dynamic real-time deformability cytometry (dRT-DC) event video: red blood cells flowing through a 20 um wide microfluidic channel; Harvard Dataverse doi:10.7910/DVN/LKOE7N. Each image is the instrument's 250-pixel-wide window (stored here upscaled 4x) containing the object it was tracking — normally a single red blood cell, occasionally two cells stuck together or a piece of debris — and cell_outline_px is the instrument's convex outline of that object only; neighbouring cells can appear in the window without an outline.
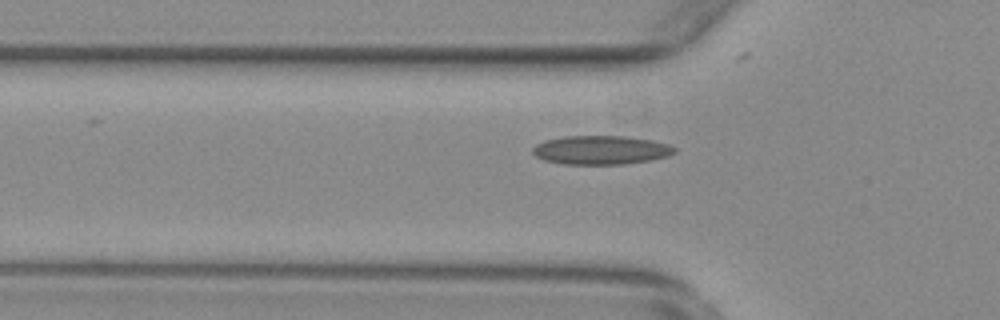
{"species": "common noctule bat (a hibernating species)", "species_latin": "Nyctalus noctula", "temperature_condition": "warm", "stored_images_in_passage": 54, "camera_frame_rate_fps": 3000, "um_per_image_px": 0.085, "animal": {"sex": "female", "body_mass_g": 29.2, "forearm_length_mm": 56.3}, "frame": {"image": 1, "passage_image": 18, "time_ms": 5.667, "image_size_px": [1000, 320], "cell_outline_px": [[676, 152], [668, 156], [652, 160], [624, 164], [564, 164], [544, 160], [536, 156], [532, 152], [532, 148], [536, 144], [544, 140], [564, 136], [624, 136], [652, 140], [668, 144], [676, 148]], "centroid_in_image_um": [51.08, 12.75], "position_along_channel_um": 74.7, "area_um2": 23.93}}
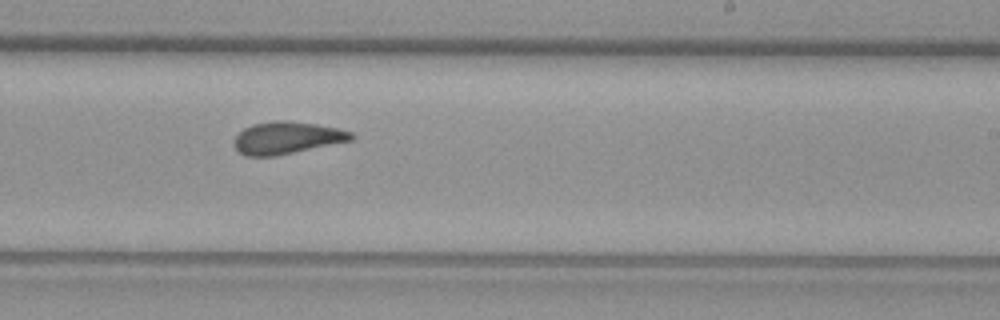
{"frame": {"image": 2, "passage_image": 33, "time_ms": 10.667, "image_size_px": [1000, 320], "cell_outline_px": [[356, 136], [352, 140], [276, 156], [244, 156], [232, 144], [236, 136], [244, 128], [252, 124], [276, 120], [284, 120], [316, 124], [336, 128], [352, 132]], "centroid_in_image_um": [24.37, 11.71], "position_along_channel_um": 264.6, "area_um2": 21.96}}
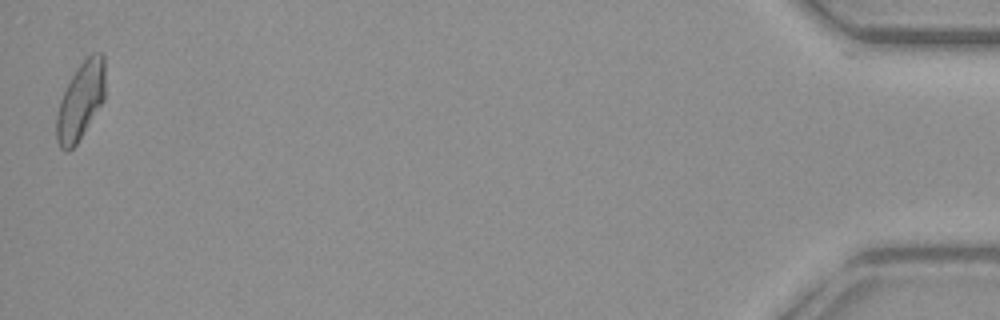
{"frame": {"image": 3, "passage_image": 54, "time_ms": 17.667, "image_size_px": [1000, 320], "cell_outline_px": [[104, 100], [76, 144], [68, 152], [64, 152], [60, 148], [56, 140], [56, 116], [60, 100], [76, 68], [92, 52], [104, 52]], "centroid_in_image_um": [6.84, 8.58], "position_along_channel_um": 428.4, "area_um2": 21.85}, "authors_computed_cell_mechanics": {"area_um2": 21.8484, "velocity_mm_per_s": 3.7921, "shape_relaxation_time_tau1_ms": null, "shape_relaxation_time_tau2_ms": 1.8125, "deformation_change_tau1": null, "deformation_change_tau2": 0.0917}}